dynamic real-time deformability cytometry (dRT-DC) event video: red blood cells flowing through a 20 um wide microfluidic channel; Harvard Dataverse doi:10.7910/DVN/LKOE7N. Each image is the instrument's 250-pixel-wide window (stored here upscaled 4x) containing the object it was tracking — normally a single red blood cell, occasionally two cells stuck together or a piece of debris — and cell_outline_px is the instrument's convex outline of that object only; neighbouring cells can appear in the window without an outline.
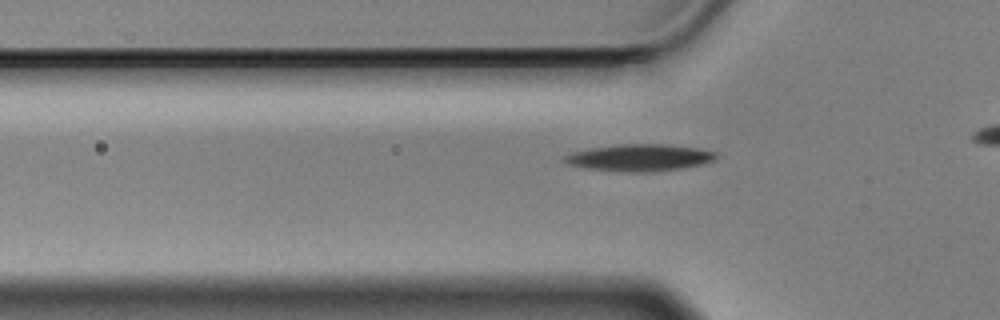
{"species": "Egyptian fruit bat (a non-hibernating species)", "species_latin": "Rousettus aegyptiacus", "temperature_condition": "cold", "stored_images_in_passage": 37, "camera_frame_rate_fps": 3000, "um_per_image_px": 0.085, "animal": {"sex": "male"}, "frame": {"image": 1, "passage_image": 8, "time_ms": 2.333, "image_size_px": [1000, 320], "cell_outline_px": [[716, 160], [704, 164], [684, 168], [652, 172], [620, 172], [584, 168], [568, 164], [564, 160], [564, 156], [572, 152], [592, 148], [620, 144], [668, 144], [700, 148], [716, 152]], "centroid_in_image_um": [54.41, 13.41], "position_along_channel_um": 71.4, "area_um2": 24.04}}
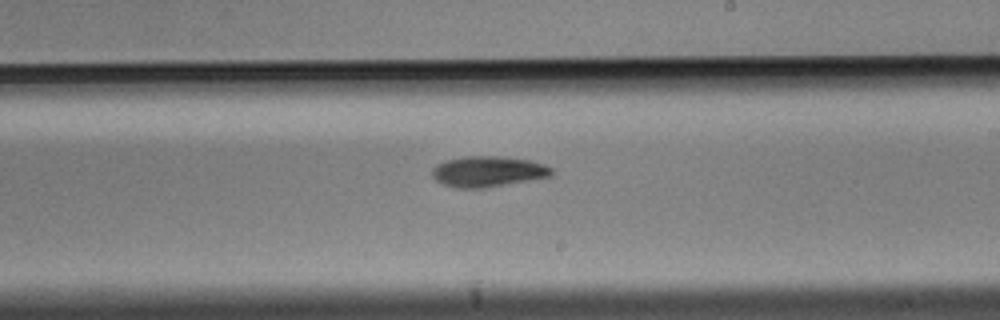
{"frame": {"image": 2, "passage_image": 23, "time_ms": 7.333, "image_size_px": [1000, 320], "cell_outline_px": [[552, 176], [480, 188], [456, 188], [444, 184], [436, 180], [432, 176], [432, 168], [436, 164], [448, 160], [464, 156], [500, 156], [528, 160], [544, 164], [552, 168]], "centroid_in_image_um": [41.45, 14.57], "position_along_channel_um": 247.6, "area_um2": 21.1}}
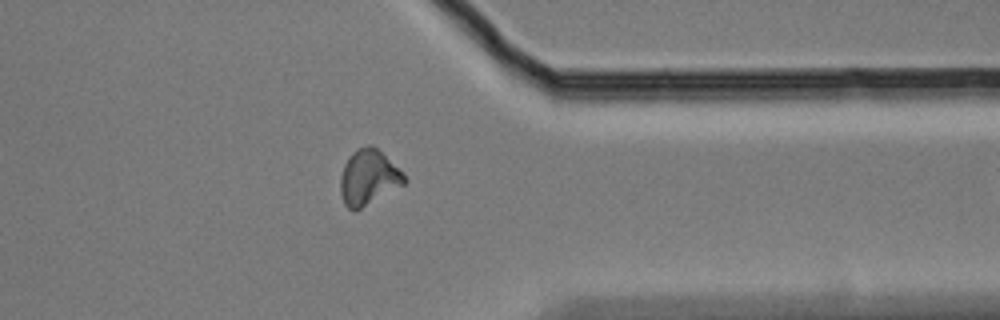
{"frame": {"image": 3, "passage_image": 35, "time_ms": 11.333, "image_size_px": [1000, 320], "cell_outline_px": [[408, 180], [404, 184], [356, 212], [352, 212], [344, 204], [340, 192], [340, 176], [344, 164], [352, 152], [356, 148], [368, 144], [372, 144]], "centroid_in_image_um": [31.26, 15.12], "position_along_channel_um": 380.1, "area_um2": 20.46}}